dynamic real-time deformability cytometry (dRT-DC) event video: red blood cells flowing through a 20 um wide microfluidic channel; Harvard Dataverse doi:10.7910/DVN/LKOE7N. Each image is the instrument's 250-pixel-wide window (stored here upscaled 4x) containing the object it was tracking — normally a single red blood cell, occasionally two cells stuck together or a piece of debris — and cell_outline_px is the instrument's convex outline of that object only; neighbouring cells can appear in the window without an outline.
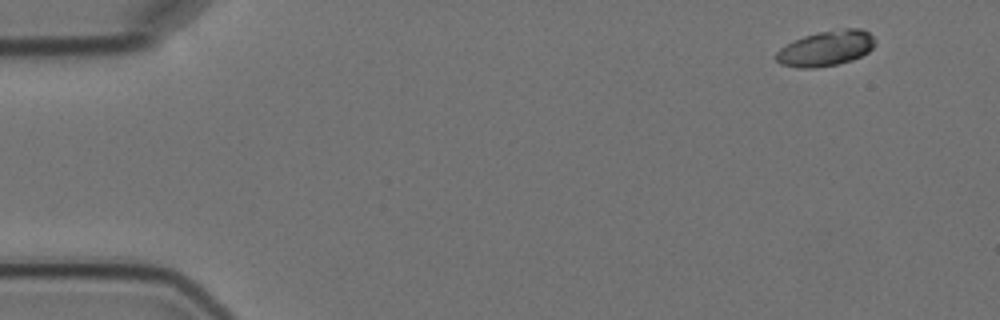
{"species": "Egyptian fruit bat (a non-hibernating species)", "species_latin": "Rousettus aegyptiacus", "temperature_condition": "cold", "stored_images_in_passage": 14, "camera_frame_rate_fps": 3000, "um_per_image_px": 0.085, "animal": {"sex": "female"}, "frame": {"image": 1, "passage_image": 1, "time_ms": 0.0, "image_size_px": [1000, 320], "cell_outline_px": [[876, 44], [868, 52], [852, 60], [836, 64], [816, 68], [800, 68], [780, 64], [776, 60], [776, 52], [780, 48], [804, 36], [816, 32], [844, 28], [860, 28], [868, 32], [876, 40]], "centroid_in_image_um": [70.23, 4.11], "position_along_channel_um": 14.8, "area_um2": 20.35}}
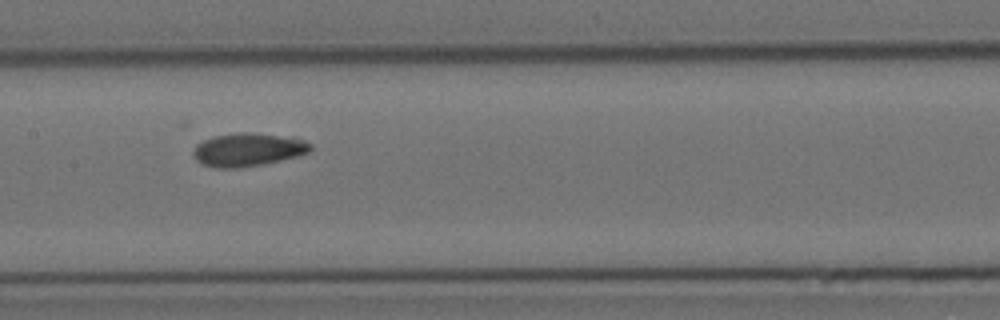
{"frame": {"image": 2, "passage_image": 7, "time_ms": 8.0, "image_size_px": [1000, 320], "cell_outline_px": [[312, 148], [308, 152], [296, 156], [280, 160], [240, 168], [216, 168], [200, 164], [196, 160], [192, 152], [196, 144], [204, 140], [216, 136], [236, 132], [244, 132], [296, 136], [312, 144]], "centroid_in_image_um": [21.08, 12.71], "position_along_channel_um": 186.3, "area_um2": 22.89}}
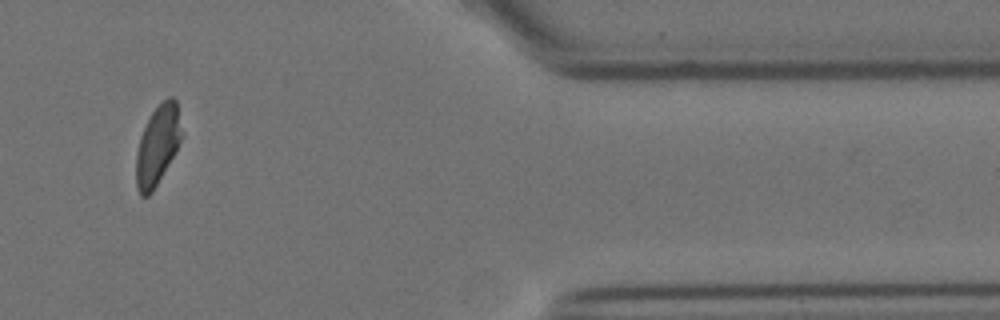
{"frame": {"image": 3, "passage_image": 12, "time_ms": 15.0, "image_size_px": [1000, 320], "cell_outline_px": [[180, 140], [176, 152], [152, 192], [148, 196], [140, 196], [136, 188], [136, 152], [140, 136], [152, 112], [168, 96], [172, 96], [176, 100], [180, 132]], "centroid_in_image_um": [13.36, 12.39], "position_along_channel_um": 398.0, "area_um2": 20.63}, "authors_computed_cell_mechanics": {"area_um2": 22.1663, "velocity_mm_per_s": 3.533, "shape_relaxation_time_tau1_ms": 3.5491, "shape_relaxation_time_tau2_ms": 6.1629, "deformation_change_tau1": 0.1032, "deformation_change_tau2": 0.1345}}